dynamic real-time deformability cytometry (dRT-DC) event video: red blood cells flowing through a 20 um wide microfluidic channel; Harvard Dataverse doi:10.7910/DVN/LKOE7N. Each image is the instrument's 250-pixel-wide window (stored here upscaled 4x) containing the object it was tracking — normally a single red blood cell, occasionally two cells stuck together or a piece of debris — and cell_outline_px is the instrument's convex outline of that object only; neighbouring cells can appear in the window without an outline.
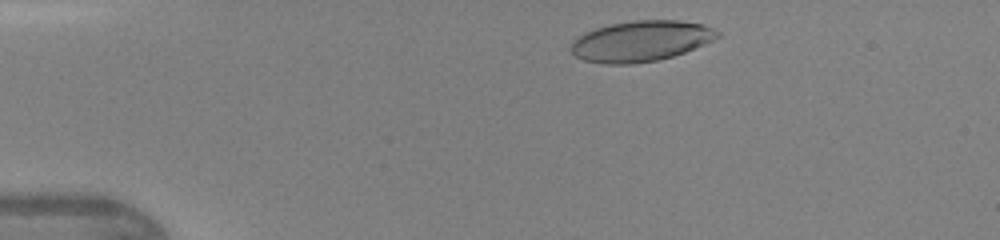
{"species": "human", "species_latin": "Homo sapiens", "temperature_condition": "warm", "stored_images_in_passage": 39, "camera_frame_rate_fps": 3000, "um_per_image_px": 0.085, "donor": {"sex": "female"}, "frame": {"image": 1, "passage_image": 3, "time_ms": 0.667, "image_size_px": [1000, 240], "cell_outline_px": [[720, 36], [704, 44], [684, 52], [672, 56], [656, 60], [632, 64], [604, 64], [584, 60], [576, 56], [568, 48], [572, 40], [584, 32], [608, 24], [632, 20], [680, 20], [704, 24], [720, 32]], "centroid_in_image_um": [54.44, 3.48], "position_along_channel_um": 30.6, "area_um2": 34.91}}
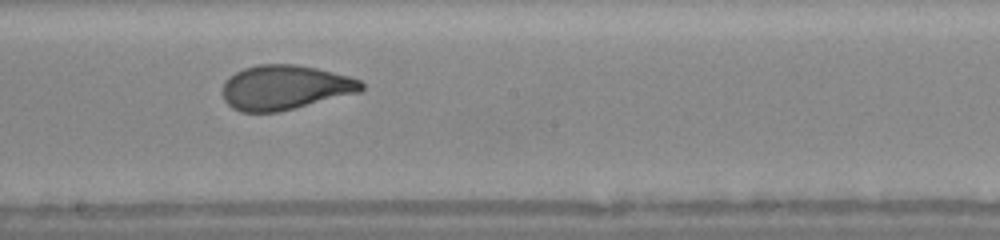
{"frame": {"image": 2, "passage_image": 20, "time_ms": 6.333, "image_size_px": [1000, 240], "cell_outline_px": [[364, 88], [360, 92], [280, 112], [240, 112], [232, 108], [224, 100], [224, 84], [228, 76], [244, 68], [256, 64], [296, 64], [316, 68], [348, 76], [360, 80], [364, 84]], "centroid_in_image_um": [24.22, 7.43], "position_along_channel_um": 224.0, "area_um2": 36.13}}
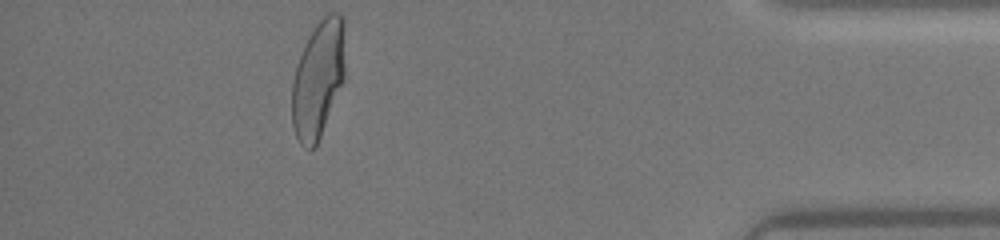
{"frame": {"image": 3, "passage_image": 35, "time_ms": 11.333, "image_size_px": [1000, 240], "cell_outline_px": [[344, 80], [320, 136], [316, 144], [312, 148], [308, 148], [300, 144], [296, 136], [292, 124], [292, 80], [300, 56], [316, 24], [328, 12], [340, 12], [344, 16]], "centroid_in_image_um": [27.05, 6.69], "position_along_channel_um": 408.1, "area_um2": 35.95}}